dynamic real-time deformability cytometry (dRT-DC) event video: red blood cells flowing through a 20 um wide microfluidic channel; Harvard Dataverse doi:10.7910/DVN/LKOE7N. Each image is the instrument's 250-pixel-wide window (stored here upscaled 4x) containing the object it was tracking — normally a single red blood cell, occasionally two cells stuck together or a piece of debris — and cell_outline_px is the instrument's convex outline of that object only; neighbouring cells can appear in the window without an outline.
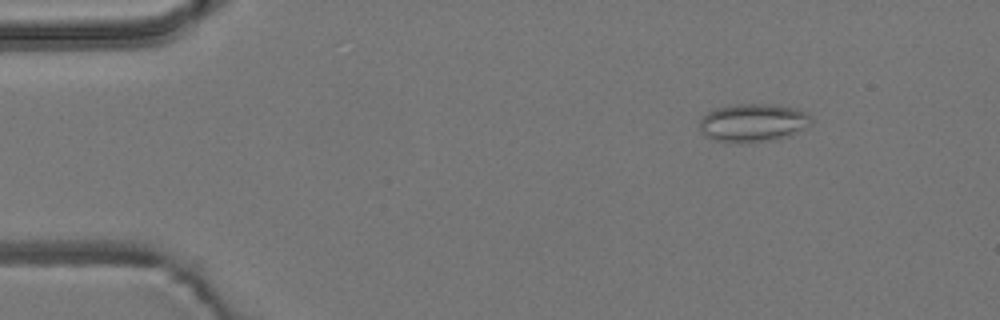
{"species": "common noctule bat (a hibernating species)", "species_latin": "Nyctalus noctula", "temperature_condition": "room temperature", "stored_images_in_passage": 6, "camera_frame_rate_fps": 3000, "um_per_image_px": 0.085, "animal": {"sex": "male", "body_mass_g": 19.2, "forearm_length_mm": 51.8}, "frame": {"image": 1, "passage_image": 2, "time_ms": 1.0, "image_size_px": [1000, 320], "cell_outline_px": [[812, 124], [792, 136], [768, 140], [736, 144], [716, 140], [704, 136], [700, 132], [700, 120], [708, 112], [716, 108], [736, 104], [776, 104], [796, 108], [812, 116]], "centroid_in_image_um": [64.03, 10.44], "position_along_channel_um": 21.0, "area_um2": 25.2}}
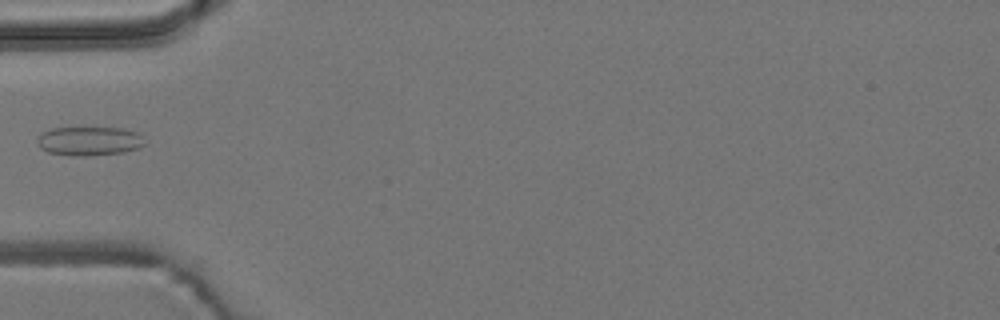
{"frame": {"image": 2, "passage_image": 5, "time_ms": 4.667, "image_size_px": [1000, 320], "cell_outline_px": [[144, 144], [140, 148], [124, 152], [88, 156], [76, 156], [48, 152], [40, 148], [36, 144], [36, 136], [40, 132], [52, 128], [124, 128], [140, 132]], "centroid_in_image_um": [7.56, 11.98], "position_along_channel_um": 77.4, "area_um2": 18.44}}